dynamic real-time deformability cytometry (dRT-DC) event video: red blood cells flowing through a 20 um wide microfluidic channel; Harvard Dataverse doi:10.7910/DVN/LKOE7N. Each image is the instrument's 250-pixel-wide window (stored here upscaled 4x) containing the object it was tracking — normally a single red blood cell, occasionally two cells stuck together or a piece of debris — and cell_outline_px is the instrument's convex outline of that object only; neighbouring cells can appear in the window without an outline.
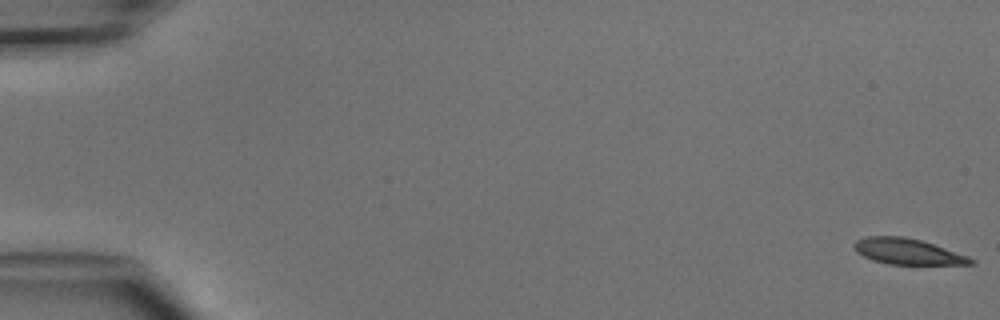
{"species": "common noctule bat (a hibernating species)", "species_latin": "Nyctalus noctula", "temperature_condition": "cold", "stored_images_in_passage": 4, "camera_frame_rate_fps": 3000, "um_per_image_px": 0.085, "animal": {"sex": "male", "body_mass_g": 15.6}, "frame": {"image": 1, "passage_image": 1, "time_ms": 0.0, "image_size_px": [1000, 320], "cell_outline_px": [[976, 264], [888, 264], [872, 260], [856, 252], [852, 244], [856, 240], [868, 236], [904, 236], [920, 240], [968, 256], [976, 260]], "centroid_in_image_um": [77.12, 21.38], "position_along_channel_um": 7.9, "area_um2": 17.46}}
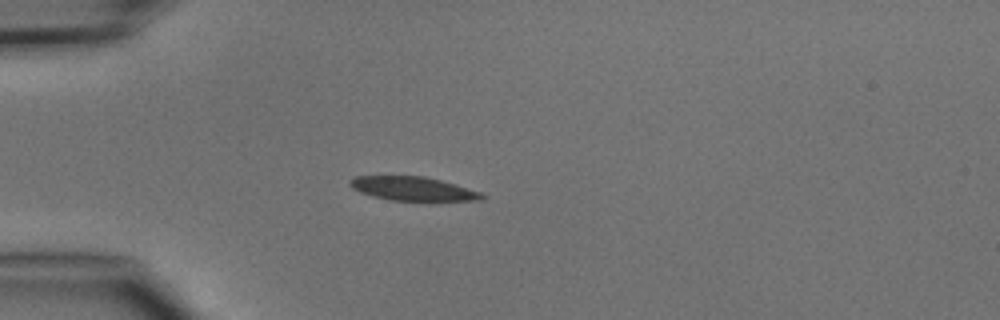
{"frame": {"image": 2, "passage_image": 4, "time_ms": 4.333, "image_size_px": [1000, 320], "cell_outline_px": [[488, 196], [480, 200], [392, 200], [372, 196], [360, 192], [352, 188], [348, 184], [348, 180], [356, 176], [424, 176], [440, 180], [480, 192]], "centroid_in_image_um": [35.04, 16.03], "position_along_channel_um": 50.0, "area_um2": 18.09}}